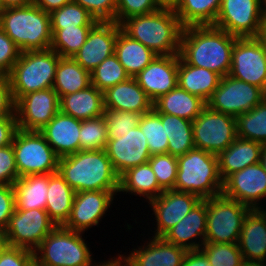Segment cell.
I'll list each match as a JSON object with an SVG mask.
<instances>
[{
	"instance_id": "1",
	"label": "cell",
	"mask_w": 266,
	"mask_h": 266,
	"mask_svg": "<svg viewBox=\"0 0 266 266\" xmlns=\"http://www.w3.org/2000/svg\"><path fill=\"white\" fill-rule=\"evenodd\" d=\"M235 36L213 25L189 26L182 29L180 57L189 65L229 75Z\"/></svg>"
},
{
	"instance_id": "2",
	"label": "cell",
	"mask_w": 266,
	"mask_h": 266,
	"mask_svg": "<svg viewBox=\"0 0 266 266\" xmlns=\"http://www.w3.org/2000/svg\"><path fill=\"white\" fill-rule=\"evenodd\" d=\"M58 172L76 193L119 191V176L105 149L80 150L61 157Z\"/></svg>"
},
{
	"instance_id": "3",
	"label": "cell",
	"mask_w": 266,
	"mask_h": 266,
	"mask_svg": "<svg viewBox=\"0 0 266 266\" xmlns=\"http://www.w3.org/2000/svg\"><path fill=\"white\" fill-rule=\"evenodd\" d=\"M120 25L127 35L157 55L180 53L183 27L173 9L161 8L149 14L131 16Z\"/></svg>"
},
{
	"instance_id": "4",
	"label": "cell",
	"mask_w": 266,
	"mask_h": 266,
	"mask_svg": "<svg viewBox=\"0 0 266 266\" xmlns=\"http://www.w3.org/2000/svg\"><path fill=\"white\" fill-rule=\"evenodd\" d=\"M1 29L21 52L49 49L52 44L50 13L33 3L6 8L0 16Z\"/></svg>"
},
{
	"instance_id": "5",
	"label": "cell",
	"mask_w": 266,
	"mask_h": 266,
	"mask_svg": "<svg viewBox=\"0 0 266 266\" xmlns=\"http://www.w3.org/2000/svg\"><path fill=\"white\" fill-rule=\"evenodd\" d=\"M177 164L173 190L194 194L201 200L221 195L223 181L219 175L217 155L194 148L177 157Z\"/></svg>"
},
{
	"instance_id": "6",
	"label": "cell",
	"mask_w": 266,
	"mask_h": 266,
	"mask_svg": "<svg viewBox=\"0 0 266 266\" xmlns=\"http://www.w3.org/2000/svg\"><path fill=\"white\" fill-rule=\"evenodd\" d=\"M59 58L51 48L21 52L7 75L14 101L28 93L53 88Z\"/></svg>"
},
{
	"instance_id": "7",
	"label": "cell",
	"mask_w": 266,
	"mask_h": 266,
	"mask_svg": "<svg viewBox=\"0 0 266 266\" xmlns=\"http://www.w3.org/2000/svg\"><path fill=\"white\" fill-rule=\"evenodd\" d=\"M82 234L56 226L34 251V260L41 266H94Z\"/></svg>"
},
{
	"instance_id": "8",
	"label": "cell",
	"mask_w": 266,
	"mask_h": 266,
	"mask_svg": "<svg viewBox=\"0 0 266 266\" xmlns=\"http://www.w3.org/2000/svg\"><path fill=\"white\" fill-rule=\"evenodd\" d=\"M205 242L238 243L243 221L250 207L222 194L206 199Z\"/></svg>"
},
{
	"instance_id": "9",
	"label": "cell",
	"mask_w": 266,
	"mask_h": 266,
	"mask_svg": "<svg viewBox=\"0 0 266 266\" xmlns=\"http://www.w3.org/2000/svg\"><path fill=\"white\" fill-rule=\"evenodd\" d=\"M19 178L58 172L59 157L39 131L17 129L12 140Z\"/></svg>"
},
{
	"instance_id": "10",
	"label": "cell",
	"mask_w": 266,
	"mask_h": 266,
	"mask_svg": "<svg viewBox=\"0 0 266 266\" xmlns=\"http://www.w3.org/2000/svg\"><path fill=\"white\" fill-rule=\"evenodd\" d=\"M196 149L218 155L237 138L236 117L205 106L192 121Z\"/></svg>"
},
{
	"instance_id": "11",
	"label": "cell",
	"mask_w": 266,
	"mask_h": 266,
	"mask_svg": "<svg viewBox=\"0 0 266 266\" xmlns=\"http://www.w3.org/2000/svg\"><path fill=\"white\" fill-rule=\"evenodd\" d=\"M55 227L46 210H15L4 234L9 246L34 252Z\"/></svg>"
},
{
	"instance_id": "12",
	"label": "cell",
	"mask_w": 266,
	"mask_h": 266,
	"mask_svg": "<svg viewBox=\"0 0 266 266\" xmlns=\"http://www.w3.org/2000/svg\"><path fill=\"white\" fill-rule=\"evenodd\" d=\"M262 102L261 88L226 75L206 102L210 109L237 117Z\"/></svg>"
},
{
	"instance_id": "13",
	"label": "cell",
	"mask_w": 266,
	"mask_h": 266,
	"mask_svg": "<svg viewBox=\"0 0 266 266\" xmlns=\"http://www.w3.org/2000/svg\"><path fill=\"white\" fill-rule=\"evenodd\" d=\"M263 14L260 0H221L215 27L237 37H257Z\"/></svg>"
},
{
	"instance_id": "14",
	"label": "cell",
	"mask_w": 266,
	"mask_h": 266,
	"mask_svg": "<svg viewBox=\"0 0 266 266\" xmlns=\"http://www.w3.org/2000/svg\"><path fill=\"white\" fill-rule=\"evenodd\" d=\"M229 75L259 88L266 83V52L256 37L236 38Z\"/></svg>"
},
{
	"instance_id": "15",
	"label": "cell",
	"mask_w": 266,
	"mask_h": 266,
	"mask_svg": "<svg viewBox=\"0 0 266 266\" xmlns=\"http://www.w3.org/2000/svg\"><path fill=\"white\" fill-rule=\"evenodd\" d=\"M59 97L53 88L28 93L15 102L17 126L40 131L60 111Z\"/></svg>"
},
{
	"instance_id": "16",
	"label": "cell",
	"mask_w": 266,
	"mask_h": 266,
	"mask_svg": "<svg viewBox=\"0 0 266 266\" xmlns=\"http://www.w3.org/2000/svg\"><path fill=\"white\" fill-rule=\"evenodd\" d=\"M221 194L251 209H264L259 204V201L266 199V172L262 165L247 166L229 175L223 181Z\"/></svg>"
},
{
	"instance_id": "17",
	"label": "cell",
	"mask_w": 266,
	"mask_h": 266,
	"mask_svg": "<svg viewBox=\"0 0 266 266\" xmlns=\"http://www.w3.org/2000/svg\"><path fill=\"white\" fill-rule=\"evenodd\" d=\"M117 193L100 190L75 193L69 218L63 227L85 233L92 226H98Z\"/></svg>"
},
{
	"instance_id": "18",
	"label": "cell",
	"mask_w": 266,
	"mask_h": 266,
	"mask_svg": "<svg viewBox=\"0 0 266 266\" xmlns=\"http://www.w3.org/2000/svg\"><path fill=\"white\" fill-rule=\"evenodd\" d=\"M105 150L119 177L135 166L148 163L151 157L146 137L139 126L121 134L120 138L108 139Z\"/></svg>"
},
{
	"instance_id": "19",
	"label": "cell",
	"mask_w": 266,
	"mask_h": 266,
	"mask_svg": "<svg viewBox=\"0 0 266 266\" xmlns=\"http://www.w3.org/2000/svg\"><path fill=\"white\" fill-rule=\"evenodd\" d=\"M121 29V25L116 22L98 21L73 59L91 73L107 57L115 53V44Z\"/></svg>"
},
{
	"instance_id": "20",
	"label": "cell",
	"mask_w": 266,
	"mask_h": 266,
	"mask_svg": "<svg viewBox=\"0 0 266 266\" xmlns=\"http://www.w3.org/2000/svg\"><path fill=\"white\" fill-rule=\"evenodd\" d=\"M201 199L188 192L164 190L158 197L150 200L156 222L153 237H162L169 229L182 220Z\"/></svg>"
},
{
	"instance_id": "21",
	"label": "cell",
	"mask_w": 266,
	"mask_h": 266,
	"mask_svg": "<svg viewBox=\"0 0 266 266\" xmlns=\"http://www.w3.org/2000/svg\"><path fill=\"white\" fill-rule=\"evenodd\" d=\"M135 79L154 102L178 85V54L157 55Z\"/></svg>"
},
{
	"instance_id": "22",
	"label": "cell",
	"mask_w": 266,
	"mask_h": 266,
	"mask_svg": "<svg viewBox=\"0 0 266 266\" xmlns=\"http://www.w3.org/2000/svg\"><path fill=\"white\" fill-rule=\"evenodd\" d=\"M128 256L120 255L126 266H182L188 250L166 242L162 237H152Z\"/></svg>"
},
{
	"instance_id": "23",
	"label": "cell",
	"mask_w": 266,
	"mask_h": 266,
	"mask_svg": "<svg viewBox=\"0 0 266 266\" xmlns=\"http://www.w3.org/2000/svg\"><path fill=\"white\" fill-rule=\"evenodd\" d=\"M206 221L207 206L206 199H204L196 204L182 220L169 229L162 238L166 242L183 247L188 251L200 250L205 243ZM197 238L198 240L200 238L201 241H197Z\"/></svg>"
},
{
	"instance_id": "24",
	"label": "cell",
	"mask_w": 266,
	"mask_h": 266,
	"mask_svg": "<svg viewBox=\"0 0 266 266\" xmlns=\"http://www.w3.org/2000/svg\"><path fill=\"white\" fill-rule=\"evenodd\" d=\"M81 121L59 111L39 132L61 158L80 151Z\"/></svg>"
},
{
	"instance_id": "25",
	"label": "cell",
	"mask_w": 266,
	"mask_h": 266,
	"mask_svg": "<svg viewBox=\"0 0 266 266\" xmlns=\"http://www.w3.org/2000/svg\"><path fill=\"white\" fill-rule=\"evenodd\" d=\"M104 109L145 114L153 110V101L139 86L135 77L120 82L103 92Z\"/></svg>"
},
{
	"instance_id": "26",
	"label": "cell",
	"mask_w": 266,
	"mask_h": 266,
	"mask_svg": "<svg viewBox=\"0 0 266 266\" xmlns=\"http://www.w3.org/2000/svg\"><path fill=\"white\" fill-rule=\"evenodd\" d=\"M245 262H266V209H251L238 241Z\"/></svg>"
},
{
	"instance_id": "27",
	"label": "cell",
	"mask_w": 266,
	"mask_h": 266,
	"mask_svg": "<svg viewBox=\"0 0 266 266\" xmlns=\"http://www.w3.org/2000/svg\"><path fill=\"white\" fill-rule=\"evenodd\" d=\"M263 145L255 141L237 137L233 143L217 155L221 180L247 166L260 163Z\"/></svg>"
},
{
	"instance_id": "28",
	"label": "cell",
	"mask_w": 266,
	"mask_h": 266,
	"mask_svg": "<svg viewBox=\"0 0 266 266\" xmlns=\"http://www.w3.org/2000/svg\"><path fill=\"white\" fill-rule=\"evenodd\" d=\"M59 106L62 113L80 120L101 117L105 111L103 92L92 84L83 90L62 96Z\"/></svg>"
},
{
	"instance_id": "29",
	"label": "cell",
	"mask_w": 266,
	"mask_h": 266,
	"mask_svg": "<svg viewBox=\"0 0 266 266\" xmlns=\"http://www.w3.org/2000/svg\"><path fill=\"white\" fill-rule=\"evenodd\" d=\"M221 76L203 67L187 64L178 54V86L207 102L218 87Z\"/></svg>"
},
{
	"instance_id": "30",
	"label": "cell",
	"mask_w": 266,
	"mask_h": 266,
	"mask_svg": "<svg viewBox=\"0 0 266 266\" xmlns=\"http://www.w3.org/2000/svg\"><path fill=\"white\" fill-rule=\"evenodd\" d=\"M205 106L206 102L199 96L190 94L178 85L153 102V109L157 113L174 115L190 121H193Z\"/></svg>"
},
{
	"instance_id": "31",
	"label": "cell",
	"mask_w": 266,
	"mask_h": 266,
	"mask_svg": "<svg viewBox=\"0 0 266 266\" xmlns=\"http://www.w3.org/2000/svg\"><path fill=\"white\" fill-rule=\"evenodd\" d=\"M49 174H31L18 178L13 184L15 210H45Z\"/></svg>"
},
{
	"instance_id": "32",
	"label": "cell",
	"mask_w": 266,
	"mask_h": 266,
	"mask_svg": "<svg viewBox=\"0 0 266 266\" xmlns=\"http://www.w3.org/2000/svg\"><path fill=\"white\" fill-rule=\"evenodd\" d=\"M75 193L59 172L49 174L45 210L56 226H63L69 218Z\"/></svg>"
},
{
	"instance_id": "33",
	"label": "cell",
	"mask_w": 266,
	"mask_h": 266,
	"mask_svg": "<svg viewBox=\"0 0 266 266\" xmlns=\"http://www.w3.org/2000/svg\"><path fill=\"white\" fill-rule=\"evenodd\" d=\"M115 54L130 77L138 75L157 56L151 49L132 39L122 29L117 36Z\"/></svg>"
},
{
	"instance_id": "34",
	"label": "cell",
	"mask_w": 266,
	"mask_h": 266,
	"mask_svg": "<svg viewBox=\"0 0 266 266\" xmlns=\"http://www.w3.org/2000/svg\"><path fill=\"white\" fill-rule=\"evenodd\" d=\"M164 190L159 186L149 163L135 166L119 177V191L143 196L147 202L158 197Z\"/></svg>"
},
{
	"instance_id": "35",
	"label": "cell",
	"mask_w": 266,
	"mask_h": 266,
	"mask_svg": "<svg viewBox=\"0 0 266 266\" xmlns=\"http://www.w3.org/2000/svg\"><path fill=\"white\" fill-rule=\"evenodd\" d=\"M91 85V73L83 69L72 57H60L56 67L53 89L59 99Z\"/></svg>"
},
{
	"instance_id": "36",
	"label": "cell",
	"mask_w": 266,
	"mask_h": 266,
	"mask_svg": "<svg viewBox=\"0 0 266 266\" xmlns=\"http://www.w3.org/2000/svg\"><path fill=\"white\" fill-rule=\"evenodd\" d=\"M221 0H180L173 9L181 26L214 25Z\"/></svg>"
},
{
	"instance_id": "37",
	"label": "cell",
	"mask_w": 266,
	"mask_h": 266,
	"mask_svg": "<svg viewBox=\"0 0 266 266\" xmlns=\"http://www.w3.org/2000/svg\"><path fill=\"white\" fill-rule=\"evenodd\" d=\"M162 124L168 137L167 153L179 157L195 148L192 121L161 113Z\"/></svg>"
},
{
	"instance_id": "38",
	"label": "cell",
	"mask_w": 266,
	"mask_h": 266,
	"mask_svg": "<svg viewBox=\"0 0 266 266\" xmlns=\"http://www.w3.org/2000/svg\"><path fill=\"white\" fill-rule=\"evenodd\" d=\"M237 137L266 146V104L260 102L236 117Z\"/></svg>"
},
{
	"instance_id": "39",
	"label": "cell",
	"mask_w": 266,
	"mask_h": 266,
	"mask_svg": "<svg viewBox=\"0 0 266 266\" xmlns=\"http://www.w3.org/2000/svg\"><path fill=\"white\" fill-rule=\"evenodd\" d=\"M93 26H74L63 29H51V49L60 57H72L86 42L87 36Z\"/></svg>"
},
{
	"instance_id": "40",
	"label": "cell",
	"mask_w": 266,
	"mask_h": 266,
	"mask_svg": "<svg viewBox=\"0 0 266 266\" xmlns=\"http://www.w3.org/2000/svg\"><path fill=\"white\" fill-rule=\"evenodd\" d=\"M139 127L146 137L151 156L167 153L168 137L165 125L161 121V113H157L153 109L148 113L142 114Z\"/></svg>"
},
{
	"instance_id": "41",
	"label": "cell",
	"mask_w": 266,
	"mask_h": 266,
	"mask_svg": "<svg viewBox=\"0 0 266 266\" xmlns=\"http://www.w3.org/2000/svg\"><path fill=\"white\" fill-rule=\"evenodd\" d=\"M128 78L130 76L126 73L115 53L107 57L91 72V84L101 92H105Z\"/></svg>"
},
{
	"instance_id": "42",
	"label": "cell",
	"mask_w": 266,
	"mask_h": 266,
	"mask_svg": "<svg viewBox=\"0 0 266 266\" xmlns=\"http://www.w3.org/2000/svg\"><path fill=\"white\" fill-rule=\"evenodd\" d=\"M51 29L74 26H94L98 21L82 6L74 1L50 13Z\"/></svg>"
},
{
	"instance_id": "43",
	"label": "cell",
	"mask_w": 266,
	"mask_h": 266,
	"mask_svg": "<svg viewBox=\"0 0 266 266\" xmlns=\"http://www.w3.org/2000/svg\"><path fill=\"white\" fill-rule=\"evenodd\" d=\"M200 251L210 266H243L245 263L238 243L205 242Z\"/></svg>"
},
{
	"instance_id": "44",
	"label": "cell",
	"mask_w": 266,
	"mask_h": 266,
	"mask_svg": "<svg viewBox=\"0 0 266 266\" xmlns=\"http://www.w3.org/2000/svg\"><path fill=\"white\" fill-rule=\"evenodd\" d=\"M107 122L104 115L81 121L80 150L105 149L108 141Z\"/></svg>"
},
{
	"instance_id": "45",
	"label": "cell",
	"mask_w": 266,
	"mask_h": 266,
	"mask_svg": "<svg viewBox=\"0 0 266 266\" xmlns=\"http://www.w3.org/2000/svg\"><path fill=\"white\" fill-rule=\"evenodd\" d=\"M157 182L163 190L174 189L178 164L177 157L169 153L152 155L148 160Z\"/></svg>"
},
{
	"instance_id": "46",
	"label": "cell",
	"mask_w": 266,
	"mask_h": 266,
	"mask_svg": "<svg viewBox=\"0 0 266 266\" xmlns=\"http://www.w3.org/2000/svg\"><path fill=\"white\" fill-rule=\"evenodd\" d=\"M142 114L129 111L105 110L108 139H117L134 127L139 126Z\"/></svg>"
},
{
	"instance_id": "47",
	"label": "cell",
	"mask_w": 266,
	"mask_h": 266,
	"mask_svg": "<svg viewBox=\"0 0 266 266\" xmlns=\"http://www.w3.org/2000/svg\"><path fill=\"white\" fill-rule=\"evenodd\" d=\"M157 0H117L115 22L121 24L125 19L160 10Z\"/></svg>"
},
{
	"instance_id": "48",
	"label": "cell",
	"mask_w": 266,
	"mask_h": 266,
	"mask_svg": "<svg viewBox=\"0 0 266 266\" xmlns=\"http://www.w3.org/2000/svg\"><path fill=\"white\" fill-rule=\"evenodd\" d=\"M85 8L96 21L115 22L117 0H72Z\"/></svg>"
},
{
	"instance_id": "49",
	"label": "cell",
	"mask_w": 266,
	"mask_h": 266,
	"mask_svg": "<svg viewBox=\"0 0 266 266\" xmlns=\"http://www.w3.org/2000/svg\"><path fill=\"white\" fill-rule=\"evenodd\" d=\"M21 51L0 27V75L7 76L17 62Z\"/></svg>"
},
{
	"instance_id": "50",
	"label": "cell",
	"mask_w": 266,
	"mask_h": 266,
	"mask_svg": "<svg viewBox=\"0 0 266 266\" xmlns=\"http://www.w3.org/2000/svg\"><path fill=\"white\" fill-rule=\"evenodd\" d=\"M18 178L12 144L0 148V184L13 185Z\"/></svg>"
},
{
	"instance_id": "51",
	"label": "cell",
	"mask_w": 266,
	"mask_h": 266,
	"mask_svg": "<svg viewBox=\"0 0 266 266\" xmlns=\"http://www.w3.org/2000/svg\"><path fill=\"white\" fill-rule=\"evenodd\" d=\"M15 211L13 185L0 184V232H4Z\"/></svg>"
},
{
	"instance_id": "52",
	"label": "cell",
	"mask_w": 266,
	"mask_h": 266,
	"mask_svg": "<svg viewBox=\"0 0 266 266\" xmlns=\"http://www.w3.org/2000/svg\"><path fill=\"white\" fill-rule=\"evenodd\" d=\"M33 260V251L8 246L0 256V266H28Z\"/></svg>"
},
{
	"instance_id": "53",
	"label": "cell",
	"mask_w": 266,
	"mask_h": 266,
	"mask_svg": "<svg viewBox=\"0 0 266 266\" xmlns=\"http://www.w3.org/2000/svg\"><path fill=\"white\" fill-rule=\"evenodd\" d=\"M2 116H16L11 85L4 75H0V117Z\"/></svg>"
},
{
	"instance_id": "54",
	"label": "cell",
	"mask_w": 266,
	"mask_h": 266,
	"mask_svg": "<svg viewBox=\"0 0 266 266\" xmlns=\"http://www.w3.org/2000/svg\"><path fill=\"white\" fill-rule=\"evenodd\" d=\"M17 129L16 116L0 117V148L12 144Z\"/></svg>"
},
{
	"instance_id": "55",
	"label": "cell",
	"mask_w": 266,
	"mask_h": 266,
	"mask_svg": "<svg viewBox=\"0 0 266 266\" xmlns=\"http://www.w3.org/2000/svg\"><path fill=\"white\" fill-rule=\"evenodd\" d=\"M182 266H210L207 257L200 250L188 251Z\"/></svg>"
},
{
	"instance_id": "56",
	"label": "cell",
	"mask_w": 266,
	"mask_h": 266,
	"mask_svg": "<svg viewBox=\"0 0 266 266\" xmlns=\"http://www.w3.org/2000/svg\"><path fill=\"white\" fill-rule=\"evenodd\" d=\"M72 0H33V4L45 12L51 13L53 10L63 7Z\"/></svg>"
},
{
	"instance_id": "57",
	"label": "cell",
	"mask_w": 266,
	"mask_h": 266,
	"mask_svg": "<svg viewBox=\"0 0 266 266\" xmlns=\"http://www.w3.org/2000/svg\"><path fill=\"white\" fill-rule=\"evenodd\" d=\"M2 3L6 8L22 7L33 3V0H2Z\"/></svg>"
},
{
	"instance_id": "58",
	"label": "cell",
	"mask_w": 266,
	"mask_h": 266,
	"mask_svg": "<svg viewBox=\"0 0 266 266\" xmlns=\"http://www.w3.org/2000/svg\"><path fill=\"white\" fill-rule=\"evenodd\" d=\"M262 44L266 52V16H263L260 24L259 33L256 37Z\"/></svg>"
},
{
	"instance_id": "59",
	"label": "cell",
	"mask_w": 266,
	"mask_h": 266,
	"mask_svg": "<svg viewBox=\"0 0 266 266\" xmlns=\"http://www.w3.org/2000/svg\"><path fill=\"white\" fill-rule=\"evenodd\" d=\"M104 262V263H103ZM98 262L94 266H126V263L124 260L120 257V254L118 255V258L113 257L110 258L108 261ZM100 263V264H99Z\"/></svg>"
},
{
	"instance_id": "60",
	"label": "cell",
	"mask_w": 266,
	"mask_h": 266,
	"mask_svg": "<svg viewBox=\"0 0 266 266\" xmlns=\"http://www.w3.org/2000/svg\"><path fill=\"white\" fill-rule=\"evenodd\" d=\"M180 0H157L161 8L174 9Z\"/></svg>"
},
{
	"instance_id": "61",
	"label": "cell",
	"mask_w": 266,
	"mask_h": 266,
	"mask_svg": "<svg viewBox=\"0 0 266 266\" xmlns=\"http://www.w3.org/2000/svg\"><path fill=\"white\" fill-rule=\"evenodd\" d=\"M9 246L8 240L5 237L4 232H0V256L2 253L6 250V248Z\"/></svg>"
},
{
	"instance_id": "62",
	"label": "cell",
	"mask_w": 266,
	"mask_h": 266,
	"mask_svg": "<svg viewBox=\"0 0 266 266\" xmlns=\"http://www.w3.org/2000/svg\"><path fill=\"white\" fill-rule=\"evenodd\" d=\"M260 164L266 172V146H263L260 153Z\"/></svg>"
},
{
	"instance_id": "63",
	"label": "cell",
	"mask_w": 266,
	"mask_h": 266,
	"mask_svg": "<svg viewBox=\"0 0 266 266\" xmlns=\"http://www.w3.org/2000/svg\"><path fill=\"white\" fill-rule=\"evenodd\" d=\"M243 266H266V262H245Z\"/></svg>"
},
{
	"instance_id": "64",
	"label": "cell",
	"mask_w": 266,
	"mask_h": 266,
	"mask_svg": "<svg viewBox=\"0 0 266 266\" xmlns=\"http://www.w3.org/2000/svg\"><path fill=\"white\" fill-rule=\"evenodd\" d=\"M260 9L263 16H266V0H260Z\"/></svg>"
},
{
	"instance_id": "65",
	"label": "cell",
	"mask_w": 266,
	"mask_h": 266,
	"mask_svg": "<svg viewBox=\"0 0 266 266\" xmlns=\"http://www.w3.org/2000/svg\"><path fill=\"white\" fill-rule=\"evenodd\" d=\"M261 93H262V102L266 104V83L261 88Z\"/></svg>"
},
{
	"instance_id": "66",
	"label": "cell",
	"mask_w": 266,
	"mask_h": 266,
	"mask_svg": "<svg viewBox=\"0 0 266 266\" xmlns=\"http://www.w3.org/2000/svg\"><path fill=\"white\" fill-rule=\"evenodd\" d=\"M5 10V7H4V5H3V3H2V0H0V16H1V14H2V12Z\"/></svg>"
},
{
	"instance_id": "67",
	"label": "cell",
	"mask_w": 266,
	"mask_h": 266,
	"mask_svg": "<svg viewBox=\"0 0 266 266\" xmlns=\"http://www.w3.org/2000/svg\"><path fill=\"white\" fill-rule=\"evenodd\" d=\"M28 266H41L35 260H33Z\"/></svg>"
}]
</instances>
